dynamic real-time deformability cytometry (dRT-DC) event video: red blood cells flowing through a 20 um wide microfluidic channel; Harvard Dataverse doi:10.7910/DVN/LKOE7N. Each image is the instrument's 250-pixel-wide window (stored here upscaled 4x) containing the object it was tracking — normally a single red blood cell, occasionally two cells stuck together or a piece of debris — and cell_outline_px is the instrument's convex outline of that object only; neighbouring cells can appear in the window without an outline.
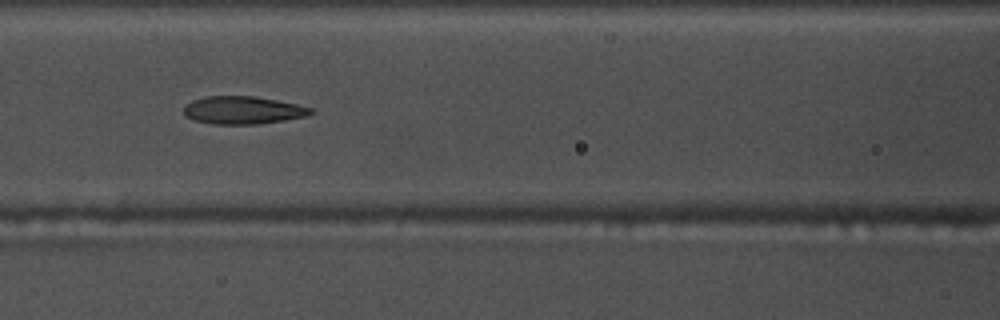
{"species": "common noctule bat (a hibernating species)", "species_latin": "Nyctalus noctula", "temperature_condition": "warm", "stored_images_in_passage": 48, "camera_frame_rate_fps": 3000, "um_per_image_px": 0.085, "animal": {"sex": "male", "body_mass_g": 17.5, "forearm_length_mm": 52.3}, "frame": {"image": 1, "passage_image": 17, "time_ms": 5.333, "image_size_px": [1000, 320], "cell_outline_px": [[316, 112], [308, 116], [284, 120], [256, 124], [212, 124], [196, 120], [188, 116], [184, 112], [184, 108], [192, 100], [208, 96], [256, 96], [296, 104], [312, 108]], "centroid_in_image_um": [20.71, 9.36], "position_along_channel_um": 145.9, "area_um2": 20.4}}
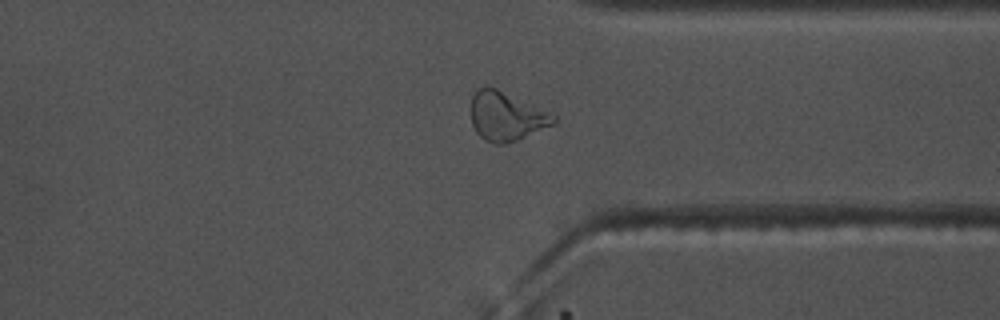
{"frame": {"image": 2, "passage_image": 35, "time_ms": 11.333, "image_size_px": [1000, 320], "cell_outline_px": [[556, 124], [508, 144], [496, 144], [484, 140], [476, 132], [472, 124], [472, 96], [476, 88], [484, 84], [488, 84], [532, 104], [556, 116]], "centroid_in_image_um": [43.02, 9.87], "position_along_channel_um": 368.4, "area_um2": 23.81}}
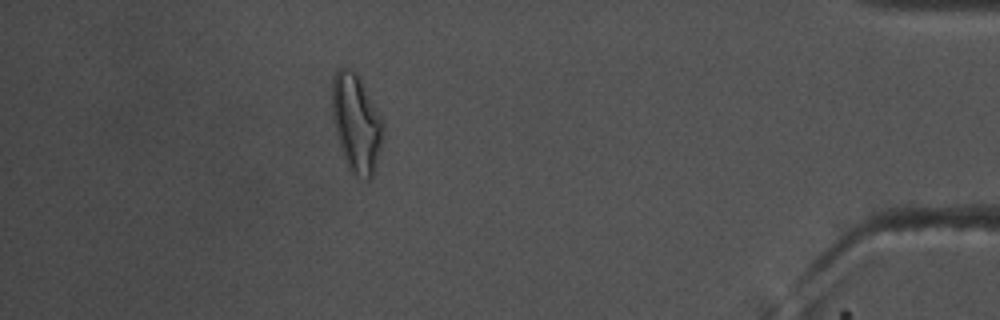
{"frame": {"image": 3, "passage_image": 42, "time_ms": 13.667, "image_size_px": [1000, 320], "cell_outline_px": [[384, 124], [380, 148], [372, 176], [368, 180], [364, 180], [356, 176], [348, 168], [344, 160], [336, 132], [332, 112], [332, 80], [336, 72], [340, 68], [348, 68], [356, 72], [376, 108]], "centroid_in_image_um": [30.27, 10.48], "position_along_channel_um": 404.9, "area_um2": 28.67}, "authors_computed_cell_mechanics": {"area_um2": 21.675, "velocity_mm_per_s": 3.7427, "shape_relaxation_time_tau1_ms": null, "shape_relaxation_time_tau2_ms": 2.2656, "deformation_change_tau1": null, "deformation_change_tau2": 0.1116}}